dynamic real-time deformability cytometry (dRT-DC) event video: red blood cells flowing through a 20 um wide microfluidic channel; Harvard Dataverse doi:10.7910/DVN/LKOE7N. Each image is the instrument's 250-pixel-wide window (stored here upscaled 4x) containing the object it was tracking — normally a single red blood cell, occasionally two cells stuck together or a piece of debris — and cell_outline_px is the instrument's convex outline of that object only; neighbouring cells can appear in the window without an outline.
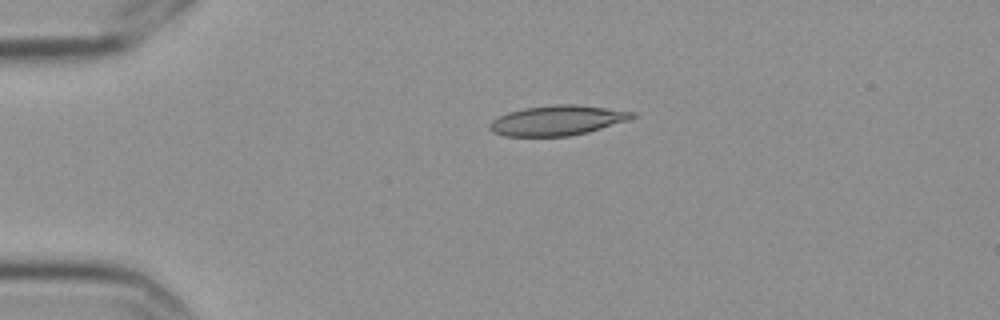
{"species": "Egyptian fruit bat (a non-hibernating species)", "species_latin": "Rousettus aegyptiacus", "temperature_condition": "cold", "stored_images_in_passage": 2, "camera_frame_rate_fps": 3000, "um_per_image_px": 0.085, "frame": {"image": 1, "passage_image": 1, "time_ms": 0.0, "image_size_px": [1000, 320], "cell_outline_px": [[636, 116], [628, 120], [588, 132], [568, 136], [504, 136], [492, 132], [488, 128], [488, 124], [496, 116], [508, 112], [524, 108], [552, 104], [576, 104], [636, 112]], "centroid_in_image_um": [47.32, 10.23], "position_along_channel_um": 37.7, "area_um2": 25.03}}